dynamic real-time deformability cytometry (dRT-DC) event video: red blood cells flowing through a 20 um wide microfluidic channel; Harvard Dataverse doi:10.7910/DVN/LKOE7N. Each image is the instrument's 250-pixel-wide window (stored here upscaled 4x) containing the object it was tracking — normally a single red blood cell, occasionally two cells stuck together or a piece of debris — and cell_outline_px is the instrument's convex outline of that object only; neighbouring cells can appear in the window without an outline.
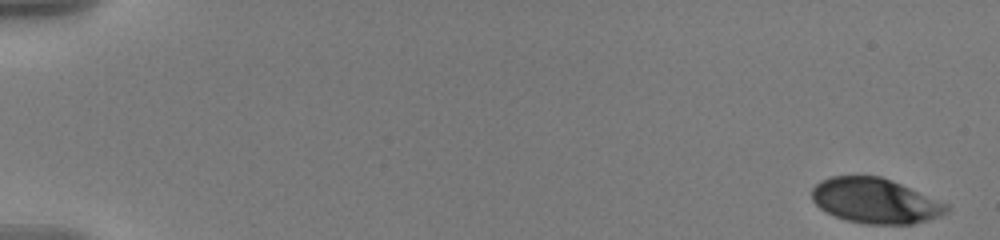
{"species": "human", "species_latin": "Homo sapiens", "temperature_condition": "warm", "stored_images_in_passage": 57, "camera_frame_rate_fps": 3000, "um_per_image_px": 0.085, "donor": {"sex": "male"}, "frame": {"image": 1, "passage_image": 1, "time_ms": 0.0, "image_size_px": [1000, 240], "cell_outline_px": [[948, 212], [940, 216], [912, 224], [864, 224], [848, 220], [824, 212], [812, 200], [812, 188], [820, 180], [832, 176], [880, 176], [892, 180], [948, 204]], "centroid_in_image_um": [74.38, 17.07], "position_along_channel_um": 10.6, "area_um2": 35.32}}
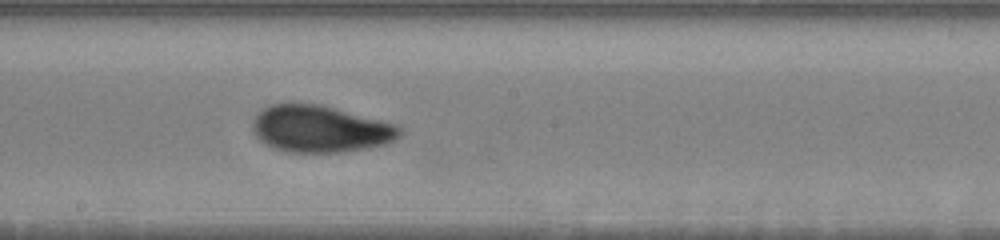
{"frame": {"image": 2, "passage_image": 33, "time_ms": 10.667, "image_size_px": [1000, 240], "cell_outline_px": [[404, 132], [400, 136], [384, 144], [368, 148], [340, 152], [288, 152], [276, 148], [260, 140], [252, 132], [252, 120], [260, 108], [272, 104], [288, 100], [316, 104], [396, 124]], "centroid_in_image_um": [27.14, 10.93], "position_along_channel_um": 221.1, "area_um2": 40.4}}
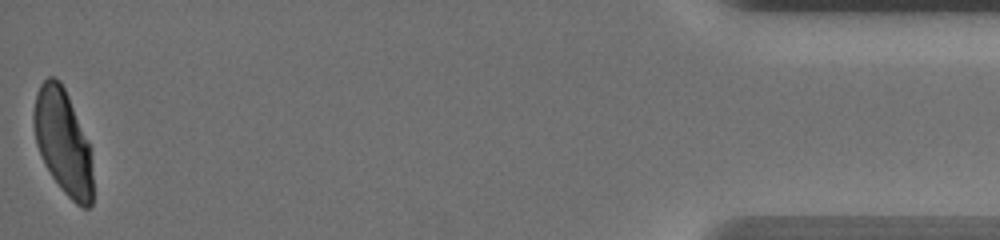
{"frame": {"image": 3, "passage_image": 57, "time_ms": 18.667, "image_size_px": [1000, 240], "cell_outline_px": [[92, 204], [88, 208], [80, 208], [60, 188], [44, 164], [36, 144], [32, 120], [32, 116], [36, 92], [40, 84], [48, 76], [52, 76], [60, 80], [68, 96], [88, 144], [92, 176]], "centroid_in_image_um": [5.31, 12.06], "position_along_channel_um": 429.9, "area_um2": 35.72}, "authors_computed_cell_mechanics": {"area_um2": 38.0324, "velocity_mm_per_s": 3.5727, "shape_relaxation_time_tau1_ms": 3.9113, "shape_relaxation_time_tau2_ms": 0.9078, "deformation_change_tau1": 0.152, "deformation_change_tau2": 0.0512}}